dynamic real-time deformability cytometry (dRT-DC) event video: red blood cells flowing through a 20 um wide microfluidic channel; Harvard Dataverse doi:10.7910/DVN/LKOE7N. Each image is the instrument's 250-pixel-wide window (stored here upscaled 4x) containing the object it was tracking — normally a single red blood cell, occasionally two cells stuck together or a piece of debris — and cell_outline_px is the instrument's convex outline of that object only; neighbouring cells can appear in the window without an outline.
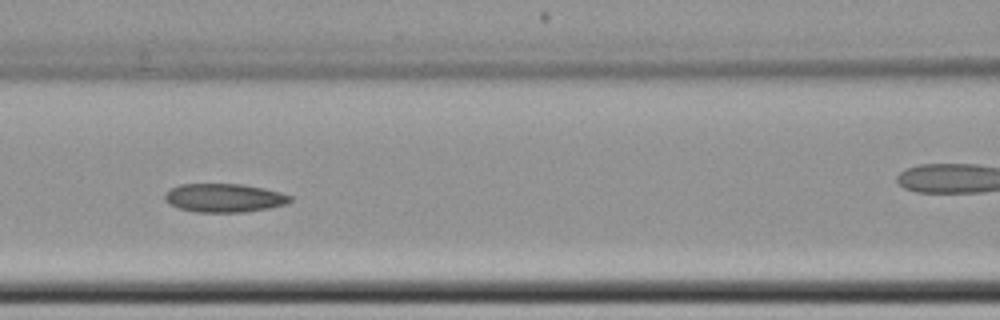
{"species": "common noctule bat (a hibernating species)", "species_latin": "Nyctalus noctula", "temperature_condition": "cold", "stored_images_in_passage": 9, "camera_frame_rate_fps": 3000, "um_per_image_px": 0.085, "animal": {"sex": "female", "body_mass_g": 22.7, "forearm_length_mm": 54.2}, "frame": {"image": 1, "passage_image": 7, "time_ms": 7.0, "image_size_px": [1000, 320], "cell_outline_px": [[292, 200], [284, 204], [268, 208], [244, 212], [196, 212], [180, 208], [168, 204], [164, 200], [164, 192], [168, 188], [180, 184], [244, 184], [264, 188], [280, 192], [292, 196]], "centroid_in_image_um": [19.0, 16.81], "position_along_channel_um": 147.6, "area_um2": 21.04}}
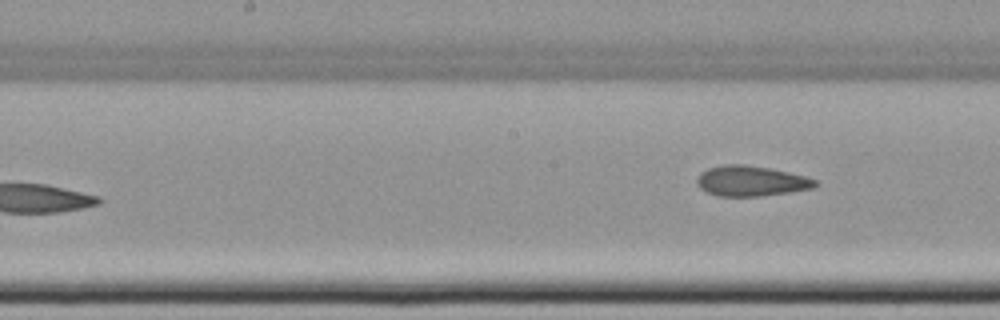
{"frame": {"image": 2, "passage_image": 9, "time_ms": 9.667, "image_size_px": [1000, 320], "cell_outline_px": [[820, 184], [812, 188], [792, 192], [760, 196], [716, 196], [700, 188], [696, 184], [696, 180], [700, 172], [708, 168], [724, 164], [744, 164], [768, 168], [804, 176], [816, 180]], "centroid_in_image_um": [63.81, 15.39], "position_along_channel_um": 184.4, "area_um2": 20.92}}